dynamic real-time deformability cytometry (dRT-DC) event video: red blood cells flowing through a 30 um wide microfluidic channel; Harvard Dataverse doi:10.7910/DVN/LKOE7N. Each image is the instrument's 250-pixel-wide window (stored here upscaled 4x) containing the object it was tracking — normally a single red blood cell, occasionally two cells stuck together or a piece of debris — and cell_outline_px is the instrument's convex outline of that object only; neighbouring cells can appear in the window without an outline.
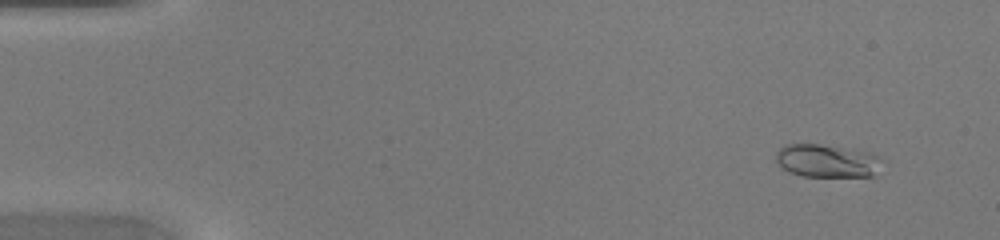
{"species": "common noctule bat (a hibernating species)", "species_latin": "Nyctalus noctula", "temperature_condition": "warm", "stored_images_in_passage": 47, "camera_frame_rate_fps": 3000, "um_per_image_px": 0.085, "animal": {"sex": "female", "body_mass_g": 20.0, "forearm_length_mm": 54.0}, "frame": {"image": 1, "passage_image": 4, "time_ms": 1.0, "image_size_px": [1000, 240], "cell_outline_px": [[884, 160], [876, 176], [804, 176], [788, 172], [780, 168], [776, 160], [776, 152], [784, 144], [820, 144], [868, 152], [880, 156]], "centroid_in_image_um": [70.31, 13.68], "position_along_channel_um": 14.7, "area_um2": 20.69}}
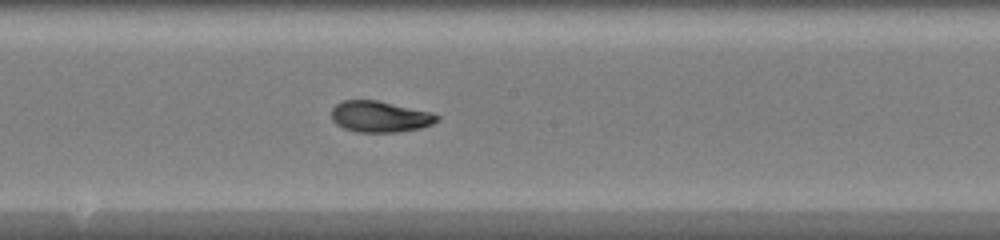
{"frame": {"image": 2, "passage_image": 26, "time_ms": 8.333, "image_size_px": [1000, 240], "cell_outline_px": [[440, 120], [432, 124], [420, 128], [396, 132], [356, 132], [344, 128], [336, 124], [332, 120], [332, 108], [340, 100], [376, 100], [432, 112], [440, 116]], "centroid_in_image_um": [32.3, 9.91], "position_along_channel_um": 215.9, "area_um2": 19.25}}
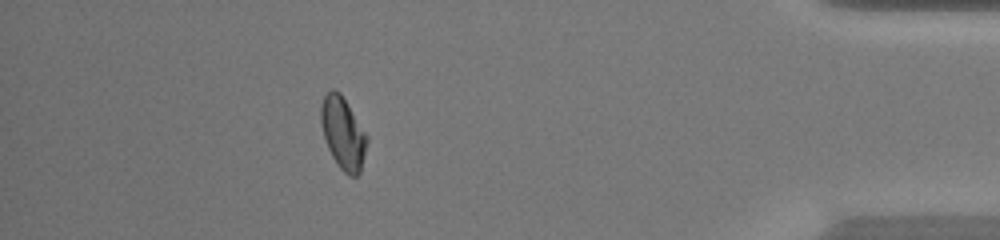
{"frame": {"image": 3, "passage_image": 42, "time_ms": 13.667, "image_size_px": [1000, 240], "cell_outline_px": [[368, 140], [360, 172], [356, 176], [348, 176], [340, 168], [332, 156], [328, 148], [324, 136], [320, 120], [320, 104], [324, 96], [332, 88], [340, 92], [368, 136]], "centroid_in_image_um": [29.15, 11.31], "position_along_channel_um": 406.1, "area_um2": 19.25}}